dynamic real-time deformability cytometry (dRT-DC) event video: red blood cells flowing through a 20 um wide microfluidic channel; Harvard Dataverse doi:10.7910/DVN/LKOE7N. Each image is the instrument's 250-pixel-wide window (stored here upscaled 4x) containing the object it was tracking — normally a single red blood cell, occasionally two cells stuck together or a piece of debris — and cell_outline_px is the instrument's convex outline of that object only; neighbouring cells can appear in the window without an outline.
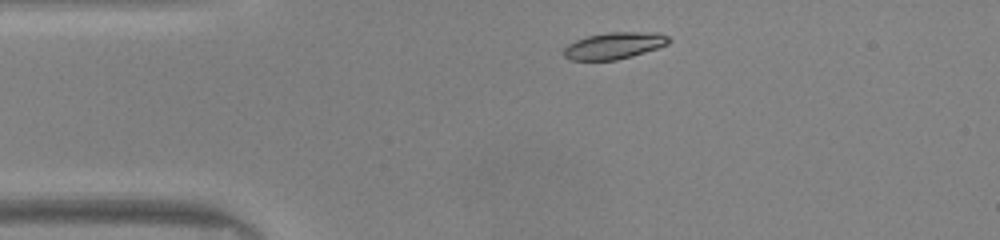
{"species": "common noctule bat (a hibernating species)", "species_latin": "Nyctalus noctula", "temperature_condition": "warm", "stored_images_in_passage": 42, "camera_frame_rate_fps": 3000, "um_per_image_px": 0.085, "animal": {"sex": "male", "body_mass_g": 20.0, "forearm_length_mm": 53.3}, "frame": {"image": 1, "passage_image": 3, "time_ms": 0.667, "image_size_px": [1000, 240], "cell_outline_px": [[672, 40], [668, 44], [632, 56], [616, 60], [572, 60], [564, 56], [564, 48], [568, 44], [576, 40], [588, 36], [608, 32], [660, 32], [668, 36]], "centroid_in_image_um": [52.23, 3.87], "position_along_channel_um": 32.8, "area_um2": 16.3}}
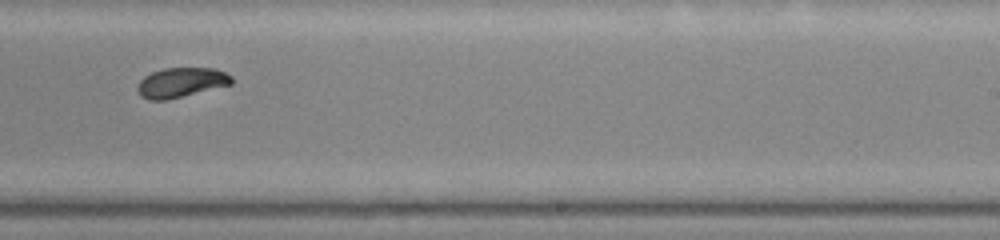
{"frame": {"image": 2, "passage_image": 23, "time_ms": 7.333, "image_size_px": [1000, 240], "cell_outline_px": [[232, 84], [164, 100], [148, 100], [140, 96], [136, 88], [140, 80], [144, 76], [152, 72], [164, 68], [216, 68], [232, 76]], "centroid_in_image_um": [15.36, 7.0], "position_along_channel_um": 273.6, "area_um2": 16.18}}
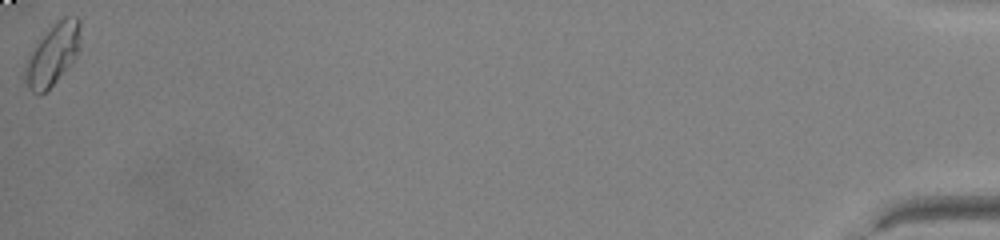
{"frame": {"image": 3, "passage_image": 42, "time_ms": 13.667, "image_size_px": [1000, 240], "cell_outline_px": [[80, 48], [76, 56], [56, 80], [40, 96], [36, 96], [28, 88], [20, 76], [28, 52], [32, 44], [44, 28], [56, 20], [64, 16], [76, 16], [80, 20]], "centroid_in_image_um": [4.37, 4.58], "position_along_channel_um": 430.8, "area_um2": 21.1}, "authors_computed_cell_mechanics": {"area_um2": 16.5308, "velocity_mm_per_s": 4.1485, "shape_relaxation_time_tau1_ms": 3.6148, "shape_relaxation_time_tau2_ms": 1.6399, "deformation_change_tau1": 0.1373, "deformation_change_tau2": 0.0363}}